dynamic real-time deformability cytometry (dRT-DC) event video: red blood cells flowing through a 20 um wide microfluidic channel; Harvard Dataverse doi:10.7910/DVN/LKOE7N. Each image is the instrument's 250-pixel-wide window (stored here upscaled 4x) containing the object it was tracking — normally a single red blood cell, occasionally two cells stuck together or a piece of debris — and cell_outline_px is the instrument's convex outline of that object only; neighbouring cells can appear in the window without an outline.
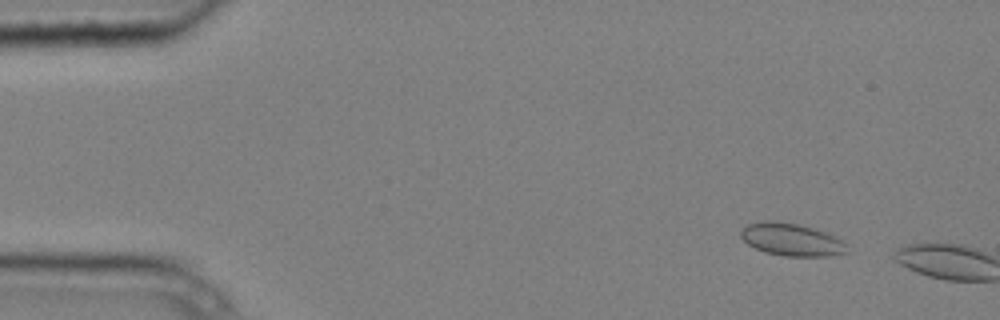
{"species": "common noctule bat (a hibernating species)", "species_latin": "Nyctalus noctula", "temperature_condition": "cold", "stored_images_in_passage": 3, "camera_frame_rate_fps": 3000, "um_per_image_px": 0.085, "animal": {"sex": "male", "body_mass_g": 20.4}, "frame": {"image": 1, "passage_image": 2, "time_ms": 0.333, "image_size_px": [1000, 320], "cell_outline_px": [[848, 252], [832, 256], [784, 256], [764, 252], [748, 244], [740, 236], [740, 232], [748, 224], [764, 220], [772, 220], [796, 224], [812, 228], [824, 232], [840, 240], [844, 244]], "centroid_in_image_um": [67.23, 20.37], "position_along_channel_um": 17.8, "area_um2": 19.83}}